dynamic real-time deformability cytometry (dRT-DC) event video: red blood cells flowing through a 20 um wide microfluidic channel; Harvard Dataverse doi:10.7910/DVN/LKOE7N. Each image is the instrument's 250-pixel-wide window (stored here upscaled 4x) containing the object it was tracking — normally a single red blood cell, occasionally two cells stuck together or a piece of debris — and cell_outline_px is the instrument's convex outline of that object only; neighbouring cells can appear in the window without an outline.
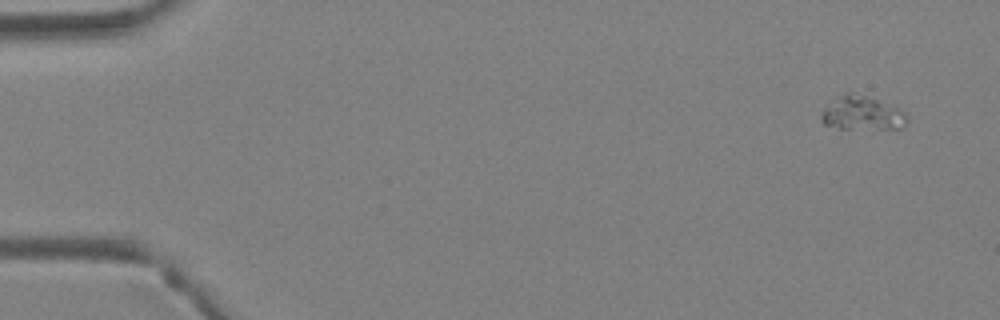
{"species": "Egyptian fruit bat (a non-hibernating species)", "species_latin": "Rousettus aegyptiacus", "temperature_condition": "warm", "stored_images_in_passage": 4, "camera_frame_rate_fps": 3000, "um_per_image_px": 0.085, "animal": {"sex": "female"}, "frame": {"image": 1, "passage_image": 1, "time_ms": 0.0, "image_size_px": [1000, 320], "cell_outline_px": [[908, 120], [900, 128], [840, 128], [824, 124], [820, 120], [820, 116], [828, 108], [848, 92], [852, 92], [900, 108], [908, 116]], "centroid_in_image_um": [73.36, 9.66], "position_along_channel_um": 11.6, "area_um2": 16.01}}
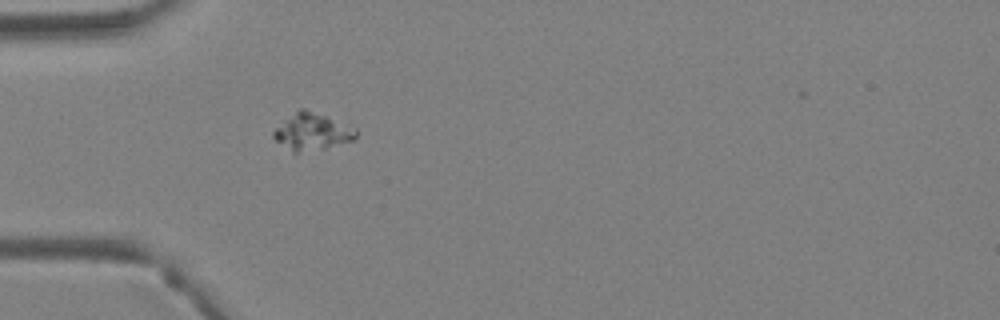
{"frame": {"image": 2, "passage_image": 4, "time_ms": 1.0, "image_size_px": [1000, 320], "cell_outline_px": [[356, 140], [324, 148], [296, 152], [292, 152], [276, 140], [272, 136], [272, 132], [284, 120], [300, 108], [304, 108], [356, 128]], "centroid_in_image_um": [26.53, 11.2], "position_along_channel_um": 58.5, "area_um2": 17.34}}